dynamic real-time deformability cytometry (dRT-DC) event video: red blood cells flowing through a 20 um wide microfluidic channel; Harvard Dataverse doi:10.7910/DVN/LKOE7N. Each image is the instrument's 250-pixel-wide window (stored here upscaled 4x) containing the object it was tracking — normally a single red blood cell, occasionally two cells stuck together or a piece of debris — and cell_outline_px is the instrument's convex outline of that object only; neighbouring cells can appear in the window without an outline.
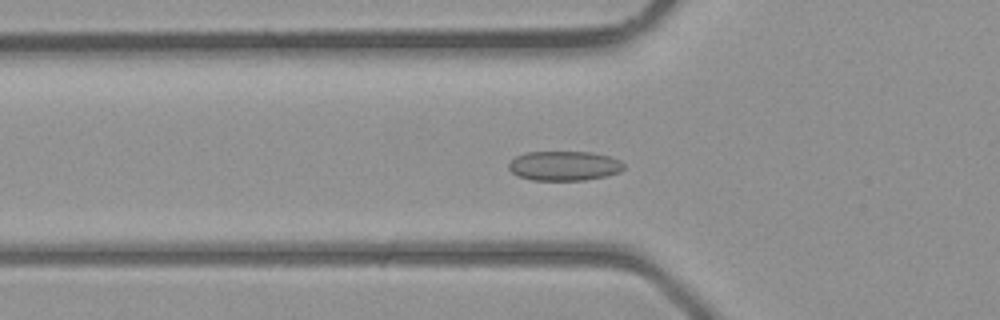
{"species": "common noctule bat (a hibernating species)", "species_latin": "Nyctalus noctula", "temperature_condition": "room temperature", "stored_images_in_passage": 33, "segment_of_instrument_passage": [1, 2], "camera_frame_rate_fps": 3000, "um_per_image_px": 0.085, "animal": {"sex": "male", "body_mass_g": 23.1, "forearm_length_mm": 52.7}, "frame": {"image": 1, "passage_image": 5, "time_ms": 1.333, "image_size_px": [1000, 320], "cell_outline_px": [[624, 168], [620, 172], [604, 176], [584, 180], [532, 180], [516, 176], [508, 168], [508, 164], [516, 156], [528, 152], [592, 152], [608, 156], [620, 160], [624, 164]], "centroid_in_image_um": [47.94, 14.1], "position_along_channel_um": 77.9, "area_um2": 19.83}}
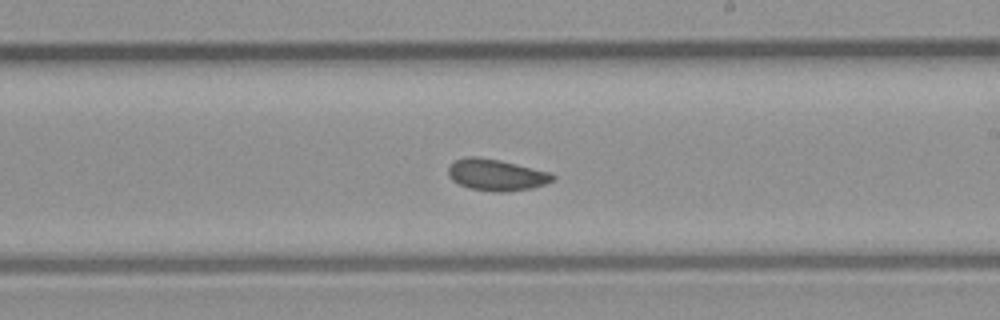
{"frame": {"image": 2, "passage_image": 15, "time_ms": 4.667, "image_size_px": [1000, 320], "cell_outline_px": [[556, 180], [532, 188], [504, 192], [492, 192], [468, 188], [452, 180], [448, 176], [448, 168], [456, 160], [464, 156], [476, 156], [500, 160], [552, 172], [556, 176]], "centroid_in_image_um": [42.21, 14.86], "position_along_channel_um": 246.8, "area_um2": 19.42}}
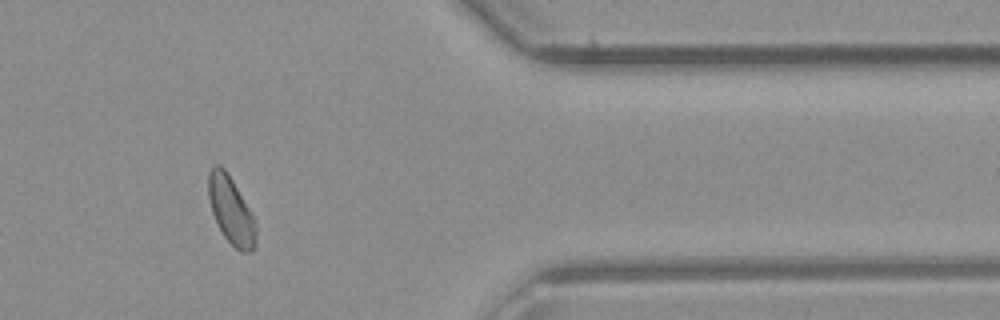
{"frame": {"image": 3, "passage_image": 25, "time_ms": 8.0, "image_size_px": [1000, 320], "cell_outline_px": [[256, 248], [252, 252], [240, 252], [224, 236], [212, 212], [208, 196], [208, 172], [212, 164], [220, 164], [224, 168], [232, 180], [248, 208], [256, 224]], "centroid_in_image_um": [19.63, 17.88], "position_along_channel_um": 391.8, "area_um2": 18.5}}